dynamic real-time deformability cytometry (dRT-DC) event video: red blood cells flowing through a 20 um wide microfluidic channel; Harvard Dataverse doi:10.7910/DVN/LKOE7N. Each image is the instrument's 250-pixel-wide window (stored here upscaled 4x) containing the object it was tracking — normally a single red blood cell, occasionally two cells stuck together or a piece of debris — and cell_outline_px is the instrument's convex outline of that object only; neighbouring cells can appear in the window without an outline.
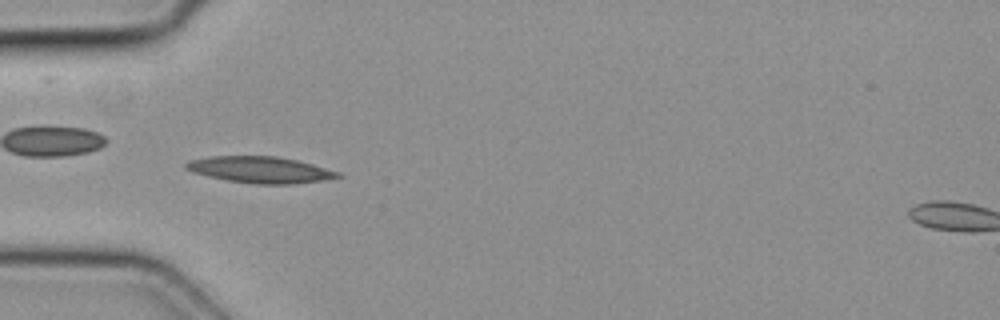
{"species": "common noctule bat (a hibernating species)", "species_latin": "Nyctalus noctula", "temperature_condition": "cold", "stored_images_in_passage": 40, "camera_frame_rate_fps": 3000, "um_per_image_px": 0.085, "animal": {"sex": "female", "body_mass_g": 19.3, "forearm_length_mm": 54.1}, "frame": {"image": 1, "passage_image": 7, "time_ms": 2.0, "image_size_px": [1000, 320], "cell_outline_px": [[344, 176], [320, 180], [292, 184], [256, 184], [228, 180], [208, 176], [192, 172], [184, 168], [184, 164], [192, 160], [212, 156], [276, 156], [296, 160], [312, 164], [340, 172]], "centroid_in_image_um": [22.12, 14.42], "position_along_channel_um": 62.9, "area_um2": 23.12}}
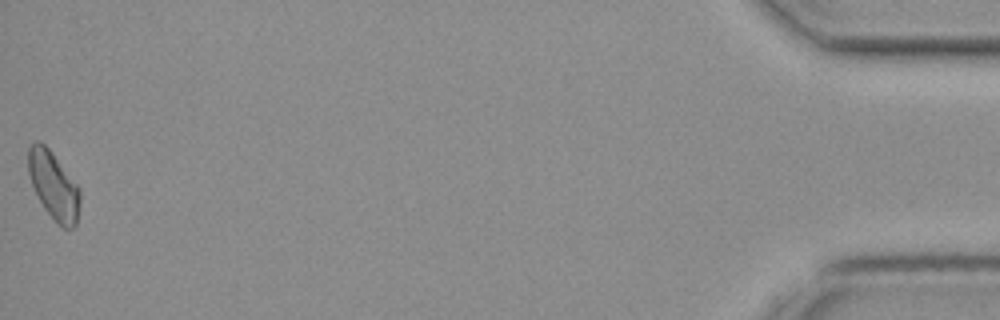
{"frame": {"image": 2, "passage_image": 40, "time_ms": 13.0, "image_size_px": [1000, 320], "cell_outline_px": [[80, 200], [76, 224], [72, 228], [60, 228], [56, 224], [44, 208], [32, 184], [28, 172], [28, 148], [36, 140], [40, 140], [52, 152], [80, 188]], "centroid_in_image_um": [4.56, 15.78], "position_along_channel_um": 430.6, "area_um2": 20.4}}